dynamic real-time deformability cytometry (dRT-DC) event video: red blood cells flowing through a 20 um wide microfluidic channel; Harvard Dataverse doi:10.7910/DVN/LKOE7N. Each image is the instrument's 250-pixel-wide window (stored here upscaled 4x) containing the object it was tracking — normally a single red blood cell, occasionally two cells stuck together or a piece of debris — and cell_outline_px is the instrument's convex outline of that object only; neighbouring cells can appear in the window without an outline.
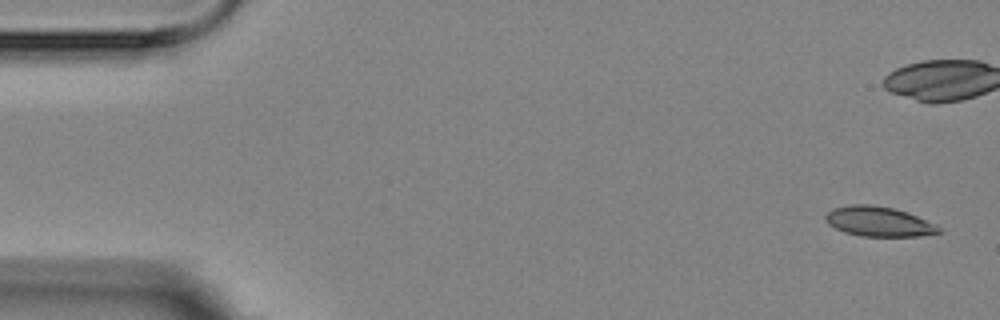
{"species": "Egyptian fruit bat (a non-hibernating species)", "species_latin": "Rousettus aegyptiacus", "temperature_condition": "room temperature", "stored_images_in_passage": 6, "camera_frame_rate_fps": 3000, "um_per_image_px": 0.085, "animal": {"sex": "female"}, "frame": {"image": 1, "passage_image": 1, "time_ms": 0.0, "image_size_px": [1000, 320], "cell_outline_px": [[944, 232], [920, 236], [860, 236], [844, 232], [828, 224], [824, 220], [824, 216], [832, 208], [852, 204], [872, 204], [892, 208], [908, 212], [936, 224]], "centroid_in_image_um": [74.69, 18.83], "position_along_channel_um": 10.3, "area_um2": 19.88}}